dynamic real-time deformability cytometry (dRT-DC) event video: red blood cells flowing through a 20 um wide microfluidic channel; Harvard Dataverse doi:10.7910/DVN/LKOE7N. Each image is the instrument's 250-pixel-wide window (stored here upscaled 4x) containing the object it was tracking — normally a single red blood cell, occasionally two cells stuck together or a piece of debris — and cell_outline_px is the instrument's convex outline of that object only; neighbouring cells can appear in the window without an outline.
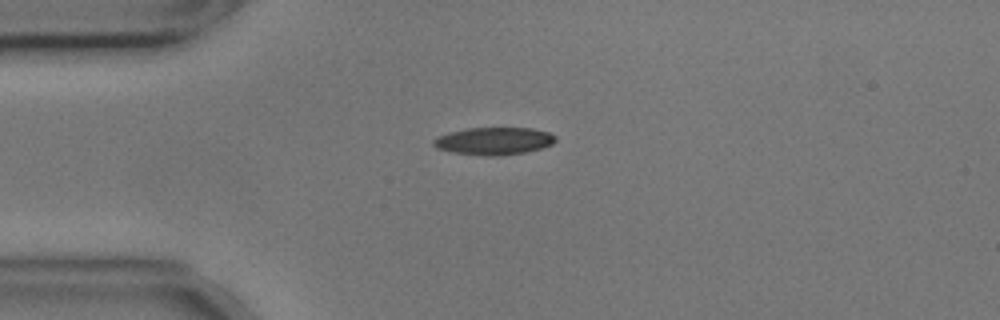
{"species": "common noctule bat (a hibernating species)", "species_latin": "Nyctalus noctula", "temperature_condition": "cold", "stored_images_in_passage": 43, "camera_frame_rate_fps": 3000, "um_per_image_px": 0.085, "animal": {"sex": "male", "body_mass_g": 17.9, "forearm_length_mm": 54.2}, "frame": {"image": 1, "passage_image": 1, "time_ms": 0.0, "image_size_px": [1000, 320], "cell_outline_px": [[556, 140], [552, 144], [544, 148], [524, 152], [500, 156], [484, 156], [452, 152], [436, 148], [432, 144], [432, 140], [436, 136], [468, 128], [532, 128], [548, 132], [556, 136]], "centroid_in_image_um": [41.98, 11.99], "position_along_channel_um": 43.0, "area_um2": 19.65}}
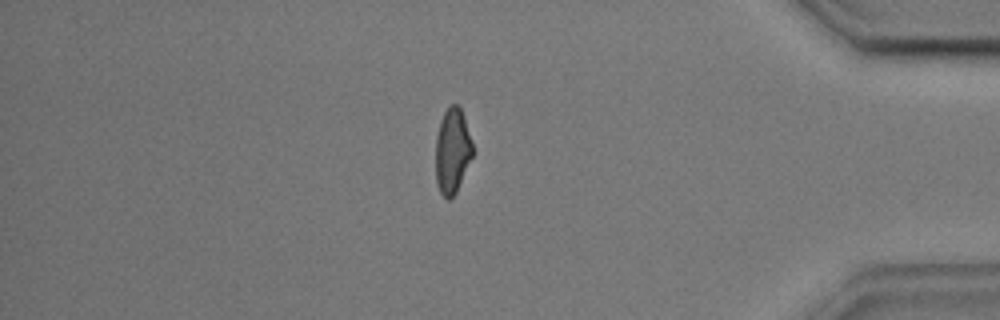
{"frame": {"image": 2, "passage_image": 35, "time_ms": 11.333, "image_size_px": [1000, 320], "cell_outline_px": [[472, 156], [456, 192], [448, 200], [440, 192], [436, 184], [436, 136], [440, 120], [448, 104], [460, 104], [464, 116], [472, 144]], "centroid_in_image_um": [38.43, 12.77], "position_along_channel_um": 396.8, "area_um2": 18.32}}
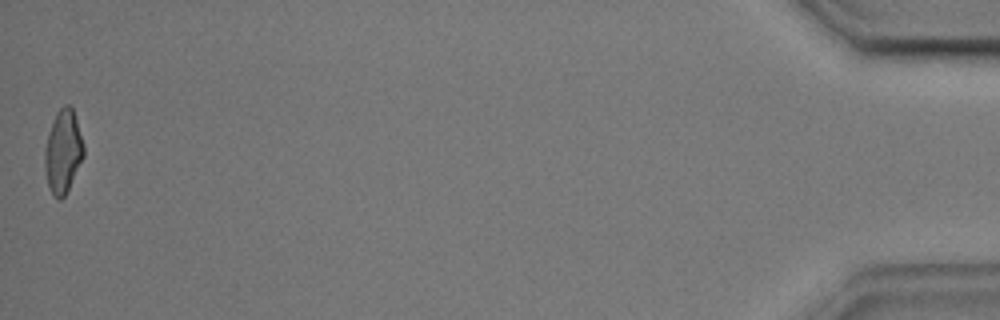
{"frame": {"image": 3, "passage_image": 43, "time_ms": 14.0, "image_size_px": [1000, 320], "cell_outline_px": [[84, 156], [64, 196], [60, 200], [52, 192], [48, 184], [44, 168], [44, 148], [48, 132], [56, 112], [64, 104], [68, 104], [72, 108], [84, 144]], "centroid_in_image_um": [5.34, 12.84], "position_along_channel_um": 429.9, "area_um2": 18.67}, "authors_computed_cell_mechanics": {"area_um2": 19.1318, "velocity_mm_per_s": 3.5812, "shape_relaxation_time_tau1_ms": 5.4644, "shape_relaxation_time_tau2_ms": 2.1619, "deformation_change_tau1": 0.1717, "deformation_change_tau2": 0.0863}}